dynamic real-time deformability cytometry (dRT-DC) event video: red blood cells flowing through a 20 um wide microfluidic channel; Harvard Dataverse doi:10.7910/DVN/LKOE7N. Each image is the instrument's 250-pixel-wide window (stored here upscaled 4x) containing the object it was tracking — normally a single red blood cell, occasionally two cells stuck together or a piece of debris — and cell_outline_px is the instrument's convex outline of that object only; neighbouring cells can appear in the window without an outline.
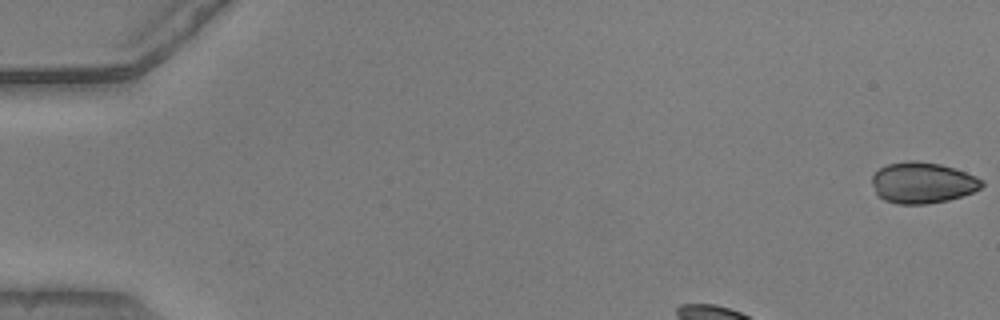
{"species": "common noctule bat (a hibernating species)", "species_latin": "Nyctalus noctula", "temperature_condition": "warm", "stored_images_in_passage": 48, "camera_frame_rate_fps": 3000, "um_per_image_px": 0.085, "animal": {"sex": "male", "body_mass_g": 20.5, "forearm_length_mm": 52.5}, "frame": {"image": 1, "passage_image": 1, "time_ms": 0.0, "image_size_px": [1000, 320], "cell_outline_px": [[984, 184], [980, 188], [972, 192], [948, 200], [928, 204], [896, 204], [884, 200], [876, 192], [872, 184], [872, 176], [880, 168], [888, 164], [908, 160], [916, 160], [940, 164], [976, 176], [984, 180]], "centroid_in_image_um": [78.41, 15.53], "position_along_channel_um": 6.6, "area_um2": 26.18}}
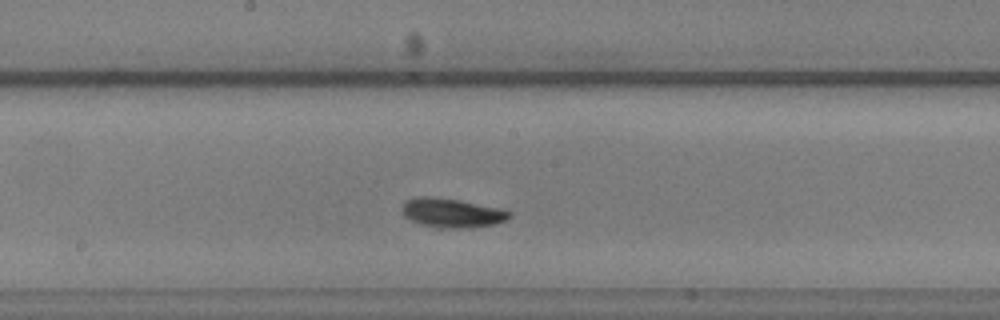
{"frame": {"image": 2, "passage_image": 23, "time_ms": 7.333, "image_size_px": [1000, 320], "cell_outline_px": [[512, 216], [496, 224], [460, 228], [432, 228], [420, 224], [404, 216], [400, 208], [408, 200], [420, 196], [432, 196], [460, 200], [500, 208], [512, 212]], "centroid_in_image_um": [38.4, 18.1], "position_along_channel_um": 209.8, "area_um2": 18.32}}
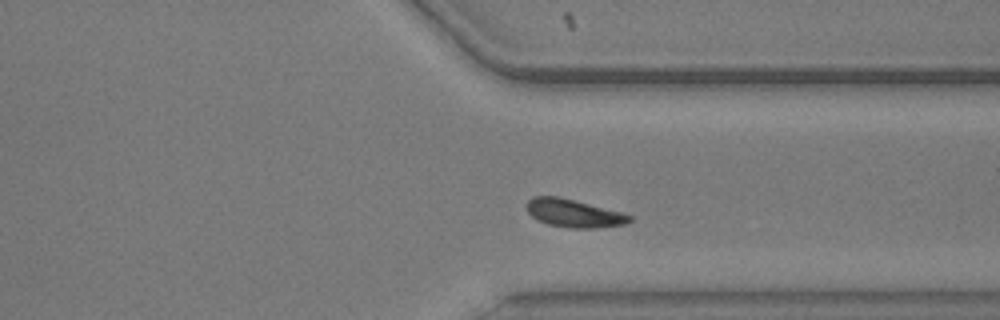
{"frame": {"image": 3, "passage_image": 35, "time_ms": 11.333, "image_size_px": [1000, 320], "cell_outline_px": [[632, 220], [628, 224], [596, 228], [568, 228], [548, 224], [532, 216], [528, 212], [528, 200], [532, 196], [560, 196], [624, 212], [632, 216]], "centroid_in_image_um": [48.84, 18.12], "position_along_channel_um": 362.6, "area_um2": 16.99}, "authors_computed_cell_mechanics": {"area_um2": 17.1666, "velocity_mm_per_s": 3.8346, "shape_relaxation_time_tau1_ms": null, "shape_relaxation_time_tau2_ms": 3.9513, "deformation_change_tau1": null, "deformation_change_tau2": 0.0698}}